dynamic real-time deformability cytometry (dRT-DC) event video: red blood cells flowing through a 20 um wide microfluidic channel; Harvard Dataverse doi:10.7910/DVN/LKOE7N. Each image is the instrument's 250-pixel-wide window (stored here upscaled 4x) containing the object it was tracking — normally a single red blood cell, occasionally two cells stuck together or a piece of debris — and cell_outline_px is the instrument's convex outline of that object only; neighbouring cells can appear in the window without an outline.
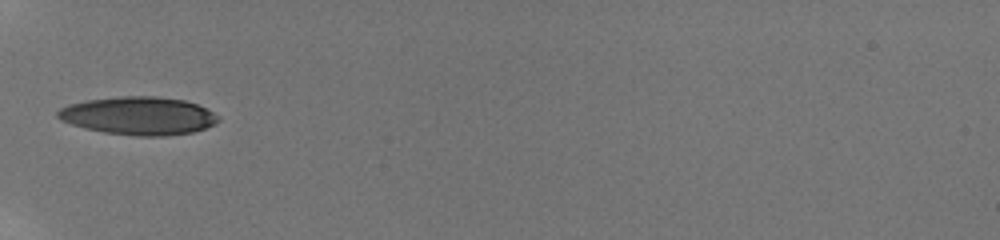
{"species": "human", "species_latin": "Homo sapiens", "temperature_condition": "room temperature", "stored_images_in_passage": 6, "camera_frame_rate_fps": 3000, "um_per_image_px": 0.085, "donor": {"sex": "male"}, "frame": {"image": 1, "passage_image": 1, "time_ms": 0.0, "image_size_px": [1000, 240], "cell_outline_px": [[220, 120], [216, 124], [192, 132], [164, 136], [136, 136], [104, 132], [84, 128], [60, 120], [56, 116], [56, 112], [60, 108], [68, 104], [88, 100], [120, 96], [156, 96], [184, 100], [196, 104], [220, 116]], "centroid_in_image_um": [11.77, 9.84], "position_along_channel_um": 73.2, "area_um2": 35.6}}